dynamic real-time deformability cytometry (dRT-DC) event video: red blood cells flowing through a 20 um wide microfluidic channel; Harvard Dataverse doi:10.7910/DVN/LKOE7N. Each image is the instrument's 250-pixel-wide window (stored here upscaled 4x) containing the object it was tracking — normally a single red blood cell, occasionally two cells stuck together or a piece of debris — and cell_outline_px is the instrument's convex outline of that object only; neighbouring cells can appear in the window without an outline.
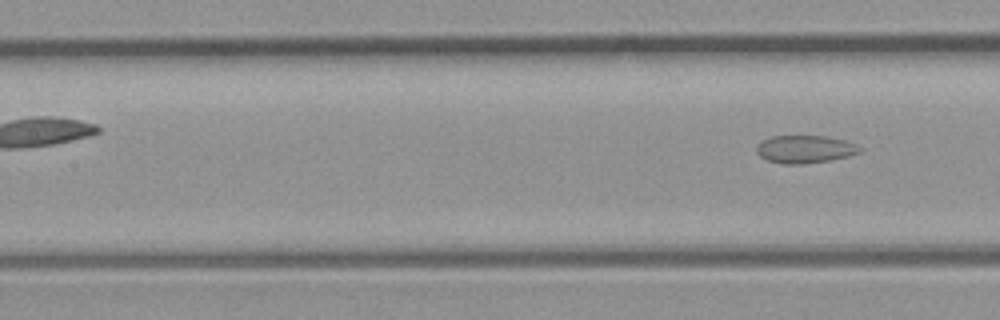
{"species": "common noctule bat (a hibernating species)", "species_latin": "Nyctalus noctula", "temperature_condition": "room temperature", "stored_images_in_passage": 8, "segment_of_instrument_passage": [2, 2], "camera_frame_rate_fps": 3000, "um_per_image_px": 0.085, "animal": {"sex": "male", "body_mass_g": 23.1, "forearm_length_mm": 52.7}, "frame": {"image": 1, "passage_image": 8, "time_ms": 2.333, "image_size_px": [1000, 320], "cell_outline_px": [[860, 152], [848, 156], [828, 160], [804, 164], [780, 164], [768, 160], [760, 156], [756, 152], [756, 144], [772, 136], [824, 136], [844, 140], [856, 144], [860, 148]], "centroid_in_image_um": [68.38, 12.68], "position_along_channel_um": 139.0, "area_um2": 16.59}}